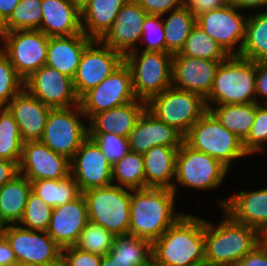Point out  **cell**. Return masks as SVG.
I'll return each mask as SVG.
<instances>
[{"mask_svg": "<svg viewBox=\"0 0 267 266\" xmlns=\"http://www.w3.org/2000/svg\"><path fill=\"white\" fill-rule=\"evenodd\" d=\"M20 0H0V12L2 17L7 21L12 15L14 8Z\"/></svg>", "mask_w": 267, "mask_h": 266, "instance_id": "obj_55", "label": "cell"}, {"mask_svg": "<svg viewBox=\"0 0 267 266\" xmlns=\"http://www.w3.org/2000/svg\"><path fill=\"white\" fill-rule=\"evenodd\" d=\"M184 142L218 160L227 169L234 159L248 155L243 141L226 129L210 110L189 129Z\"/></svg>", "mask_w": 267, "mask_h": 266, "instance_id": "obj_5", "label": "cell"}, {"mask_svg": "<svg viewBox=\"0 0 267 266\" xmlns=\"http://www.w3.org/2000/svg\"><path fill=\"white\" fill-rule=\"evenodd\" d=\"M147 103L136 99L128 104L95 114L89 121L88 133H116L128 137Z\"/></svg>", "mask_w": 267, "mask_h": 266, "instance_id": "obj_27", "label": "cell"}, {"mask_svg": "<svg viewBox=\"0 0 267 266\" xmlns=\"http://www.w3.org/2000/svg\"><path fill=\"white\" fill-rule=\"evenodd\" d=\"M179 148L153 146L143 154L145 188H169L176 192L175 177L176 155Z\"/></svg>", "mask_w": 267, "mask_h": 266, "instance_id": "obj_28", "label": "cell"}, {"mask_svg": "<svg viewBox=\"0 0 267 266\" xmlns=\"http://www.w3.org/2000/svg\"><path fill=\"white\" fill-rule=\"evenodd\" d=\"M173 56H189L224 61L230 55L208 33H205L200 26L195 24L185 41L184 47L179 53L173 54Z\"/></svg>", "mask_w": 267, "mask_h": 266, "instance_id": "obj_35", "label": "cell"}, {"mask_svg": "<svg viewBox=\"0 0 267 266\" xmlns=\"http://www.w3.org/2000/svg\"><path fill=\"white\" fill-rule=\"evenodd\" d=\"M259 242L267 250V226L259 233Z\"/></svg>", "mask_w": 267, "mask_h": 266, "instance_id": "obj_56", "label": "cell"}, {"mask_svg": "<svg viewBox=\"0 0 267 266\" xmlns=\"http://www.w3.org/2000/svg\"><path fill=\"white\" fill-rule=\"evenodd\" d=\"M70 175L81 193L112 185V166L98 145L88 136L70 160Z\"/></svg>", "mask_w": 267, "mask_h": 266, "instance_id": "obj_16", "label": "cell"}, {"mask_svg": "<svg viewBox=\"0 0 267 266\" xmlns=\"http://www.w3.org/2000/svg\"><path fill=\"white\" fill-rule=\"evenodd\" d=\"M42 0H20L10 18L5 31L39 30L42 22Z\"/></svg>", "mask_w": 267, "mask_h": 266, "instance_id": "obj_38", "label": "cell"}, {"mask_svg": "<svg viewBox=\"0 0 267 266\" xmlns=\"http://www.w3.org/2000/svg\"><path fill=\"white\" fill-rule=\"evenodd\" d=\"M147 109L184 136L207 111L205 99L201 95L173 86L152 97L147 102Z\"/></svg>", "mask_w": 267, "mask_h": 266, "instance_id": "obj_8", "label": "cell"}, {"mask_svg": "<svg viewBox=\"0 0 267 266\" xmlns=\"http://www.w3.org/2000/svg\"><path fill=\"white\" fill-rule=\"evenodd\" d=\"M148 15L163 16L172 10L184 6V0H134Z\"/></svg>", "mask_w": 267, "mask_h": 266, "instance_id": "obj_47", "label": "cell"}, {"mask_svg": "<svg viewBox=\"0 0 267 266\" xmlns=\"http://www.w3.org/2000/svg\"><path fill=\"white\" fill-rule=\"evenodd\" d=\"M6 108L14 116L24 142L41 139L51 107L23 88Z\"/></svg>", "mask_w": 267, "mask_h": 266, "instance_id": "obj_23", "label": "cell"}, {"mask_svg": "<svg viewBox=\"0 0 267 266\" xmlns=\"http://www.w3.org/2000/svg\"><path fill=\"white\" fill-rule=\"evenodd\" d=\"M6 20L2 17L0 12V36L5 32Z\"/></svg>", "mask_w": 267, "mask_h": 266, "instance_id": "obj_58", "label": "cell"}, {"mask_svg": "<svg viewBox=\"0 0 267 266\" xmlns=\"http://www.w3.org/2000/svg\"><path fill=\"white\" fill-rule=\"evenodd\" d=\"M16 260L35 266H61L62 248L47 231H34L18 225H6L3 234Z\"/></svg>", "mask_w": 267, "mask_h": 266, "instance_id": "obj_13", "label": "cell"}, {"mask_svg": "<svg viewBox=\"0 0 267 266\" xmlns=\"http://www.w3.org/2000/svg\"><path fill=\"white\" fill-rule=\"evenodd\" d=\"M148 13L134 0H128L119 10L111 28L99 40L123 56L136 50L142 37V25Z\"/></svg>", "mask_w": 267, "mask_h": 266, "instance_id": "obj_19", "label": "cell"}, {"mask_svg": "<svg viewBox=\"0 0 267 266\" xmlns=\"http://www.w3.org/2000/svg\"><path fill=\"white\" fill-rule=\"evenodd\" d=\"M101 261L102 256L80 250L75 246L62 248L61 251V266H100Z\"/></svg>", "mask_w": 267, "mask_h": 266, "instance_id": "obj_46", "label": "cell"}, {"mask_svg": "<svg viewBox=\"0 0 267 266\" xmlns=\"http://www.w3.org/2000/svg\"><path fill=\"white\" fill-rule=\"evenodd\" d=\"M235 266H267V250L259 243Z\"/></svg>", "mask_w": 267, "mask_h": 266, "instance_id": "obj_49", "label": "cell"}, {"mask_svg": "<svg viewBox=\"0 0 267 266\" xmlns=\"http://www.w3.org/2000/svg\"><path fill=\"white\" fill-rule=\"evenodd\" d=\"M52 211V207L48 206L41 198L31 191L23 217L19 222L20 227L34 231H47Z\"/></svg>", "mask_w": 267, "mask_h": 266, "instance_id": "obj_41", "label": "cell"}, {"mask_svg": "<svg viewBox=\"0 0 267 266\" xmlns=\"http://www.w3.org/2000/svg\"><path fill=\"white\" fill-rule=\"evenodd\" d=\"M255 92L256 97L267 99V62H256Z\"/></svg>", "mask_w": 267, "mask_h": 266, "instance_id": "obj_51", "label": "cell"}, {"mask_svg": "<svg viewBox=\"0 0 267 266\" xmlns=\"http://www.w3.org/2000/svg\"><path fill=\"white\" fill-rule=\"evenodd\" d=\"M0 38L4 45L1 50L24 81L46 65L49 37L42 31H5Z\"/></svg>", "mask_w": 267, "mask_h": 266, "instance_id": "obj_10", "label": "cell"}, {"mask_svg": "<svg viewBox=\"0 0 267 266\" xmlns=\"http://www.w3.org/2000/svg\"><path fill=\"white\" fill-rule=\"evenodd\" d=\"M92 41L83 32L49 37L46 65L73 79L83 52Z\"/></svg>", "mask_w": 267, "mask_h": 266, "instance_id": "obj_26", "label": "cell"}, {"mask_svg": "<svg viewBox=\"0 0 267 266\" xmlns=\"http://www.w3.org/2000/svg\"><path fill=\"white\" fill-rule=\"evenodd\" d=\"M24 141L18 124L6 107L0 108V159L20 164Z\"/></svg>", "mask_w": 267, "mask_h": 266, "instance_id": "obj_37", "label": "cell"}, {"mask_svg": "<svg viewBox=\"0 0 267 266\" xmlns=\"http://www.w3.org/2000/svg\"><path fill=\"white\" fill-rule=\"evenodd\" d=\"M112 183L132 190L145 188L143 155L129 151L117 161L112 166Z\"/></svg>", "mask_w": 267, "mask_h": 266, "instance_id": "obj_36", "label": "cell"}, {"mask_svg": "<svg viewBox=\"0 0 267 266\" xmlns=\"http://www.w3.org/2000/svg\"><path fill=\"white\" fill-rule=\"evenodd\" d=\"M237 10L240 9L227 3L221 8L196 16V24L217 41L229 55H239L245 39L248 16L240 14ZM238 43L240 47L234 53L233 49Z\"/></svg>", "mask_w": 267, "mask_h": 266, "instance_id": "obj_14", "label": "cell"}, {"mask_svg": "<svg viewBox=\"0 0 267 266\" xmlns=\"http://www.w3.org/2000/svg\"><path fill=\"white\" fill-rule=\"evenodd\" d=\"M171 12L169 17L163 20L166 52L176 54L184 47L191 29L196 24V17L185 6Z\"/></svg>", "mask_w": 267, "mask_h": 266, "instance_id": "obj_34", "label": "cell"}, {"mask_svg": "<svg viewBox=\"0 0 267 266\" xmlns=\"http://www.w3.org/2000/svg\"><path fill=\"white\" fill-rule=\"evenodd\" d=\"M5 224L0 219V237L4 234Z\"/></svg>", "mask_w": 267, "mask_h": 266, "instance_id": "obj_60", "label": "cell"}, {"mask_svg": "<svg viewBox=\"0 0 267 266\" xmlns=\"http://www.w3.org/2000/svg\"><path fill=\"white\" fill-rule=\"evenodd\" d=\"M80 10H82L90 0H71Z\"/></svg>", "mask_w": 267, "mask_h": 266, "instance_id": "obj_57", "label": "cell"}, {"mask_svg": "<svg viewBox=\"0 0 267 266\" xmlns=\"http://www.w3.org/2000/svg\"><path fill=\"white\" fill-rule=\"evenodd\" d=\"M97 45L101 47L95 48ZM123 62L124 56L121 53L99 40H93L85 48L73 78L77 97L80 99L86 92L100 84Z\"/></svg>", "mask_w": 267, "mask_h": 266, "instance_id": "obj_15", "label": "cell"}, {"mask_svg": "<svg viewBox=\"0 0 267 266\" xmlns=\"http://www.w3.org/2000/svg\"><path fill=\"white\" fill-rule=\"evenodd\" d=\"M210 110L221 124L244 141L252 128L256 115V102L247 104H223Z\"/></svg>", "mask_w": 267, "mask_h": 266, "instance_id": "obj_31", "label": "cell"}, {"mask_svg": "<svg viewBox=\"0 0 267 266\" xmlns=\"http://www.w3.org/2000/svg\"><path fill=\"white\" fill-rule=\"evenodd\" d=\"M240 57L254 62H267V12L249 15Z\"/></svg>", "mask_w": 267, "mask_h": 266, "instance_id": "obj_33", "label": "cell"}, {"mask_svg": "<svg viewBox=\"0 0 267 266\" xmlns=\"http://www.w3.org/2000/svg\"><path fill=\"white\" fill-rule=\"evenodd\" d=\"M124 56L132 75L133 91L137 99L146 103L172 86V58L169 52L141 51Z\"/></svg>", "mask_w": 267, "mask_h": 266, "instance_id": "obj_6", "label": "cell"}, {"mask_svg": "<svg viewBox=\"0 0 267 266\" xmlns=\"http://www.w3.org/2000/svg\"><path fill=\"white\" fill-rule=\"evenodd\" d=\"M24 88V80L0 47V108L8 103Z\"/></svg>", "mask_w": 267, "mask_h": 266, "instance_id": "obj_42", "label": "cell"}, {"mask_svg": "<svg viewBox=\"0 0 267 266\" xmlns=\"http://www.w3.org/2000/svg\"><path fill=\"white\" fill-rule=\"evenodd\" d=\"M227 3H231L232 0H225Z\"/></svg>", "mask_w": 267, "mask_h": 266, "instance_id": "obj_62", "label": "cell"}, {"mask_svg": "<svg viewBox=\"0 0 267 266\" xmlns=\"http://www.w3.org/2000/svg\"><path fill=\"white\" fill-rule=\"evenodd\" d=\"M161 17L160 15H148L145 18L142 25L141 42H147V45L143 51L166 52L165 32Z\"/></svg>", "mask_w": 267, "mask_h": 266, "instance_id": "obj_45", "label": "cell"}, {"mask_svg": "<svg viewBox=\"0 0 267 266\" xmlns=\"http://www.w3.org/2000/svg\"><path fill=\"white\" fill-rule=\"evenodd\" d=\"M225 0H184V6L196 17L199 14L221 8Z\"/></svg>", "mask_w": 267, "mask_h": 266, "instance_id": "obj_48", "label": "cell"}, {"mask_svg": "<svg viewBox=\"0 0 267 266\" xmlns=\"http://www.w3.org/2000/svg\"><path fill=\"white\" fill-rule=\"evenodd\" d=\"M88 222L87 203L81 194L74 201L53 208L47 233L61 248L74 246Z\"/></svg>", "mask_w": 267, "mask_h": 266, "instance_id": "obj_22", "label": "cell"}, {"mask_svg": "<svg viewBox=\"0 0 267 266\" xmlns=\"http://www.w3.org/2000/svg\"><path fill=\"white\" fill-rule=\"evenodd\" d=\"M231 4L238 9H249L267 6V0H232Z\"/></svg>", "mask_w": 267, "mask_h": 266, "instance_id": "obj_54", "label": "cell"}, {"mask_svg": "<svg viewBox=\"0 0 267 266\" xmlns=\"http://www.w3.org/2000/svg\"><path fill=\"white\" fill-rule=\"evenodd\" d=\"M204 247V219L183 213L152 243V266H202Z\"/></svg>", "mask_w": 267, "mask_h": 266, "instance_id": "obj_1", "label": "cell"}, {"mask_svg": "<svg viewBox=\"0 0 267 266\" xmlns=\"http://www.w3.org/2000/svg\"><path fill=\"white\" fill-rule=\"evenodd\" d=\"M255 79L256 62L238 55H230L218 66L212 89L205 98L207 110L211 101L214 102V106L258 102Z\"/></svg>", "mask_w": 267, "mask_h": 266, "instance_id": "obj_4", "label": "cell"}, {"mask_svg": "<svg viewBox=\"0 0 267 266\" xmlns=\"http://www.w3.org/2000/svg\"><path fill=\"white\" fill-rule=\"evenodd\" d=\"M128 0H90L81 10L83 33L100 40L117 18L119 10Z\"/></svg>", "mask_w": 267, "mask_h": 266, "instance_id": "obj_29", "label": "cell"}, {"mask_svg": "<svg viewBox=\"0 0 267 266\" xmlns=\"http://www.w3.org/2000/svg\"><path fill=\"white\" fill-rule=\"evenodd\" d=\"M31 191V181L21 173L0 187V219L5 225L19 224Z\"/></svg>", "mask_w": 267, "mask_h": 266, "instance_id": "obj_30", "label": "cell"}, {"mask_svg": "<svg viewBox=\"0 0 267 266\" xmlns=\"http://www.w3.org/2000/svg\"><path fill=\"white\" fill-rule=\"evenodd\" d=\"M16 256L14 251L11 249V246L3 235L0 237V266H11L15 263Z\"/></svg>", "mask_w": 267, "mask_h": 266, "instance_id": "obj_53", "label": "cell"}, {"mask_svg": "<svg viewBox=\"0 0 267 266\" xmlns=\"http://www.w3.org/2000/svg\"><path fill=\"white\" fill-rule=\"evenodd\" d=\"M128 141L130 151L143 155L153 146L179 148L184 143V135L146 108L131 130Z\"/></svg>", "mask_w": 267, "mask_h": 266, "instance_id": "obj_21", "label": "cell"}, {"mask_svg": "<svg viewBox=\"0 0 267 266\" xmlns=\"http://www.w3.org/2000/svg\"><path fill=\"white\" fill-rule=\"evenodd\" d=\"M39 28L48 37L82 33L81 10L71 0H42Z\"/></svg>", "mask_w": 267, "mask_h": 266, "instance_id": "obj_24", "label": "cell"}, {"mask_svg": "<svg viewBox=\"0 0 267 266\" xmlns=\"http://www.w3.org/2000/svg\"><path fill=\"white\" fill-rule=\"evenodd\" d=\"M88 136L98 145L111 166L130 151L128 137L116 133H88Z\"/></svg>", "mask_w": 267, "mask_h": 266, "instance_id": "obj_43", "label": "cell"}, {"mask_svg": "<svg viewBox=\"0 0 267 266\" xmlns=\"http://www.w3.org/2000/svg\"><path fill=\"white\" fill-rule=\"evenodd\" d=\"M89 221L115 236L129 234L131 189L118 185L89 189L82 193Z\"/></svg>", "mask_w": 267, "mask_h": 266, "instance_id": "obj_7", "label": "cell"}, {"mask_svg": "<svg viewBox=\"0 0 267 266\" xmlns=\"http://www.w3.org/2000/svg\"><path fill=\"white\" fill-rule=\"evenodd\" d=\"M224 212L218 226L204 220L205 264L235 266L260 243L256 229Z\"/></svg>", "mask_w": 267, "mask_h": 266, "instance_id": "obj_3", "label": "cell"}, {"mask_svg": "<svg viewBox=\"0 0 267 266\" xmlns=\"http://www.w3.org/2000/svg\"><path fill=\"white\" fill-rule=\"evenodd\" d=\"M107 255L124 259H152V243L129 234L116 236Z\"/></svg>", "mask_w": 267, "mask_h": 266, "instance_id": "obj_40", "label": "cell"}, {"mask_svg": "<svg viewBox=\"0 0 267 266\" xmlns=\"http://www.w3.org/2000/svg\"><path fill=\"white\" fill-rule=\"evenodd\" d=\"M11 266H35V265H31V264H28V263L16 261Z\"/></svg>", "mask_w": 267, "mask_h": 266, "instance_id": "obj_59", "label": "cell"}, {"mask_svg": "<svg viewBox=\"0 0 267 266\" xmlns=\"http://www.w3.org/2000/svg\"><path fill=\"white\" fill-rule=\"evenodd\" d=\"M19 173L31 182L39 179H64L70 175V159L57 154L40 140L25 141Z\"/></svg>", "mask_w": 267, "mask_h": 266, "instance_id": "obj_18", "label": "cell"}, {"mask_svg": "<svg viewBox=\"0 0 267 266\" xmlns=\"http://www.w3.org/2000/svg\"><path fill=\"white\" fill-rule=\"evenodd\" d=\"M219 204L236 221L256 229L259 233L267 226V188L241 191Z\"/></svg>", "mask_w": 267, "mask_h": 266, "instance_id": "obj_25", "label": "cell"}, {"mask_svg": "<svg viewBox=\"0 0 267 266\" xmlns=\"http://www.w3.org/2000/svg\"><path fill=\"white\" fill-rule=\"evenodd\" d=\"M136 99L130 68L123 62L100 84L86 92L79 99V104L84 116L90 120L95 114L123 106Z\"/></svg>", "mask_w": 267, "mask_h": 266, "instance_id": "obj_11", "label": "cell"}, {"mask_svg": "<svg viewBox=\"0 0 267 266\" xmlns=\"http://www.w3.org/2000/svg\"><path fill=\"white\" fill-rule=\"evenodd\" d=\"M202 266H221V265H208V264H203Z\"/></svg>", "mask_w": 267, "mask_h": 266, "instance_id": "obj_61", "label": "cell"}, {"mask_svg": "<svg viewBox=\"0 0 267 266\" xmlns=\"http://www.w3.org/2000/svg\"><path fill=\"white\" fill-rule=\"evenodd\" d=\"M267 142V104L256 102V115L248 137L243 141L245 151L250 154L261 152Z\"/></svg>", "mask_w": 267, "mask_h": 266, "instance_id": "obj_44", "label": "cell"}, {"mask_svg": "<svg viewBox=\"0 0 267 266\" xmlns=\"http://www.w3.org/2000/svg\"><path fill=\"white\" fill-rule=\"evenodd\" d=\"M227 171L218 160L185 142L178 149L175 179L183 186L200 190L215 188L222 183Z\"/></svg>", "mask_w": 267, "mask_h": 266, "instance_id": "obj_12", "label": "cell"}, {"mask_svg": "<svg viewBox=\"0 0 267 266\" xmlns=\"http://www.w3.org/2000/svg\"><path fill=\"white\" fill-rule=\"evenodd\" d=\"M100 266H152V259H124L116 256H102Z\"/></svg>", "mask_w": 267, "mask_h": 266, "instance_id": "obj_50", "label": "cell"}, {"mask_svg": "<svg viewBox=\"0 0 267 266\" xmlns=\"http://www.w3.org/2000/svg\"><path fill=\"white\" fill-rule=\"evenodd\" d=\"M223 61L189 56H173L172 86L194 92L204 99L212 89L216 71Z\"/></svg>", "mask_w": 267, "mask_h": 266, "instance_id": "obj_20", "label": "cell"}, {"mask_svg": "<svg viewBox=\"0 0 267 266\" xmlns=\"http://www.w3.org/2000/svg\"><path fill=\"white\" fill-rule=\"evenodd\" d=\"M19 174V164L0 159V187Z\"/></svg>", "mask_w": 267, "mask_h": 266, "instance_id": "obj_52", "label": "cell"}, {"mask_svg": "<svg viewBox=\"0 0 267 266\" xmlns=\"http://www.w3.org/2000/svg\"><path fill=\"white\" fill-rule=\"evenodd\" d=\"M115 238L116 236L104 227L89 221L74 246L80 250L104 256L111 250Z\"/></svg>", "mask_w": 267, "mask_h": 266, "instance_id": "obj_39", "label": "cell"}, {"mask_svg": "<svg viewBox=\"0 0 267 266\" xmlns=\"http://www.w3.org/2000/svg\"><path fill=\"white\" fill-rule=\"evenodd\" d=\"M174 200L169 188L131 189L129 235L151 243L157 240L183 215L174 211Z\"/></svg>", "mask_w": 267, "mask_h": 266, "instance_id": "obj_2", "label": "cell"}, {"mask_svg": "<svg viewBox=\"0 0 267 266\" xmlns=\"http://www.w3.org/2000/svg\"><path fill=\"white\" fill-rule=\"evenodd\" d=\"M31 189L35 195L52 208L70 203L82 194L71 175L64 179L34 180L31 182Z\"/></svg>", "mask_w": 267, "mask_h": 266, "instance_id": "obj_32", "label": "cell"}, {"mask_svg": "<svg viewBox=\"0 0 267 266\" xmlns=\"http://www.w3.org/2000/svg\"><path fill=\"white\" fill-rule=\"evenodd\" d=\"M80 115L84 116L80 104L67 108H51L40 141L57 154L71 160L88 137V126L80 120Z\"/></svg>", "mask_w": 267, "mask_h": 266, "instance_id": "obj_9", "label": "cell"}, {"mask_svg": "<svg viewBox=\"0 0 267 266\" xmlns=\"http://www.w3.org/2000/svg\"><path fill=\"white\" fill-rule=\"evenodd\" d=\"M24 88L51 108L79 105L73 79L47 65L42 66L28 77L24 81Z\"/></svg>", "mask_w": 267, "mask_h": 266, "instance_id": "obj_17", "label": "cell"}]
</instances>
